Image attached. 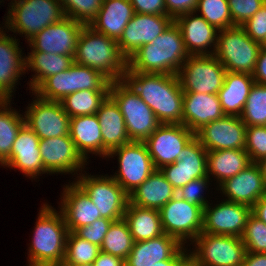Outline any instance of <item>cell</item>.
Returning <instances> with one entry per match:
<instances>
[{
    "mask_svg": "<svg viewBox=\"0 0 266 266\" xmlns=\"http://www.w3.org/2000/svg\"><path fill=\"white\" fill-rule=\"evenodd\" d=\"M123 80L151 108L160 123L183 124V96L176 74L126 71Z\"/></svg>",
    "mask_w": 266,
    "mask_h": 266,
    "instance_id": "6da1fadb",
    "label": "cell"
},
{
    "mask_svg": "<svg viewBox=\"0 0 266 266\" xmlns=\"http://www.w3.org/2000/svg\"><path fill=\"white\" fill-rule=\"evenodd\" d=\"M188 57L180 28L173 21L163 33L141 46L128 59L127 71L177 75Z\"/></svg>",
    "mask_w": 266,
    "mask_h": 266,
    "instance_id": "7a4b0ae2",
    "label": "cell"
},
{
    "mask_svg": "<svg viewBox=\"0 0 266 266\" xmlns=\"http://www.w3.org/2000/svg\"><path fill=\"white\" fill-rule=\"evenodd\" d=\"M74 62L97 70L110 82L121 81L128 69V59L116 40L84 25L78 38Z\"/></svg>",
    "mask_w": 266,
    "mask_h": 266,
    "instance_id": "3957f363",
    "label": "cell"
},
{
    "mask_svg": "<svg viewBox=\"0 0 266 266\" xmlns=\"http://www.w3.org/2000/svg\"><path fill=\"white\" fill-rule=\"evenodd\" d=\"M39 211L29 247L28 266H61L69 232L63 215L47 203Z\"/></svg>",
    "mask_w": 266,
    "mask_h": 266,
    "instance_id": "277c9868",
    "label": "cell"
},
{
    "mask_svg": "<svg viewBox=\"0 0 266 266\" xmlns=\"http://www.w3.org/2000/svg\"><path fill=\"white\" fill-rule=\"evenodd\" d=\"M8 9L5 27L24 34L27 41L65 17L59 0H13Z\"/></svg>",
    "mask_w": 266,
    "mask_h": 266,
    "instance_id": "5b68a950",
    "label": "cell"
},
{
    "mask_svg": "<svg viewBox=\"0 0 266 266\" xmlns=\"http://www.w3.org/2000/svg\"><path fill=\"white\" fill-rule=\"evenodd\" d=\"M111 82L97 70L73 63L68 69L46 78L33 92L40 98L61 102L80 90H110Z\"/></svg>",
    "mask_w": 266,
    "mask_h": 266,
    "instance_id": "8992f818",
    "label": "cell"
},
{
    "mask_svg": "<svg viewBox=\"0 0 266 266\" xmlns=\"http://www.w3.org/2000/svg\"><path fill=\"white\" fill-rule=\"evenodd\" d=\"M109 96L124 117L131 141H145L161 124L151 108L124 80L111 82Z\"/></svg>",
    "mask_w": 266,
    "mask_h": 266,
    "instance_id": "52a82bcc",
    "label": "cell"
},
{
    "mask_svg": "<svg viewBox=\"0 0 266 266\" xmlns=\"http://www.w3.org/2000/svg\"><path fill=\"white\" fill-rule=\"evenodd\" d=\"M218 32L217 45L213 55L227 71L252 75L263 45L254 41L239 25Z\"/></svg>",
    "mask_w": 266,
    "mask_h": 266,
    "instance_id": "ba28073f",
    "label": "cell"
},
{
    "mask_svg": "<svg viewBox=\"0 0 266 266\" xmlns=\"http://www.w3.org/2000/svg\"><path fill=\"white\" fill-rule=\"evenodd\" d=\"M189 257L197 266H242L246 247L240 237L201 233Z\"/></svg>",
    "mask_w": 266,
    "mask_h": 266,
    "instance_id": "9c48e42d",
    "label": "cell"
},
{
    "mask_svg": "<svg viewBox=\"0 0 266 266\" xmlns=\"http://www.w3.org/2000/svg\"><path fill=\"white\" fill-rule=\"evenodd\" d=\"M227 70L212 55H189L177 76L184 93L218 94Z\"/></svg>",
    "mask_w": 266,
    "mask_h": 266,
    "instance_id": "30bf717a",
    "label": "cell"
},
{
    "mask_svg": "<svg viewBox=\"0 0 266 266\" xmlns=\"http://www.w3.org/2000/svg\"><path fill=\"white\" fill-rule=\"evenodd\" d=\"M118 156L119 171L112 178L130 195L156 169L144 141H131L111 150L107 157Z\"/></svg>",
    "mask_w": 266,
    "mask_h": 266,
    "instance_id": "8fae6325",
    "label": "cell"
},
{
    "mask_svg": "<svg viewBox=\"0 0 266 266\" xmlns=\"http://www.w3.org/2000/svg\"><path fill=\"white\" fill-rule=\"evenodd\" d=\"M75 181L91 198L102 218L118 221L124 218L129 195L112 176H91L80 173Z\"/></svg>",
    "mask_w": 266,
    "mask_h": 266,
    "instance_id": "7c38bea8",
    "label": "cell"
},
{
    "mask_svg": "<svg viewBox=\"0 0 266 266\" xmlns=\"http://www.w3.org/2000/svg\"><path fill=\"white\" fill-rule=\"evenodd\" d=\"M159 212L164 233L184 246L187 239L192 243L202 233L203 208L199 205L189 204L176 195Z\"/></svg>",
    "mask_w": 266,
    "mask_h": 266,
    "instance_id": "4fadbf2b",
    "label": "cell"
},
{
    "mask_svg": "<svg viewBox=\"0 0 266 266\" xmlns=\"http://www.w3.org/2000/svg\"><path fill=\"white\" fill-rule=\"evenodd\" d=\"M32 93L36 100L27 106L25 124L40 140L69 135L70 117L61 102L45 100Z\"/></svg>",
    "mask_w": 266,
    "mask_h": 266,
    "instance_id": "5bb4252c",
    "label": "cell"
},
{
    "mask_svg": "<svg viewBox=\"0 0 266 266\" xmlns=\"http://www.w3.org/2000/svg\"><path fill=\"white\" fill-rule=\"evenodd\" d=\"M194 137L195 133L183 124L161 123L144 141L155 169L176 162L183 148Z\"/></svg>",
    "mask_w": 266,
    "mask_h": 266,
    "instance_id": "9a60e30c",
    "label": "cell"
},
{
    "mask_svg": "<svg viewBox=\"0 0 266 266\" xmlns=\"http://www.w3.org/2000/svg\"><path fill=\"white\" fill-rule=\"evenodd\" d=\"M84 24L64 17L57 23L47 26L29 42L31 51L70 55L75 57L78 38Z\"/></svg>",
    "mask_w": 266,
    "mask_h": 266,
    "instance_id": "2e32d148",
    "label": "cell"
},
{
    "mask_svg": "<svg viewBox=\"0 0 266 266\" xmlns=\"http://www.w3.org/2000/svg\"><path fill=\"white\" fill-rule=\"evenodd\" d=\"M203 209L202 232L214 235L242 236L251 207L241 203L222 201L215 207Z\"/></svg>",
    "mask_w": 266,
    "mask_h": 266,
    "instance_id": "e0dca14e",
    "label": "cell"
},
{
    "mask_svg": "<svg viewBox=\"0 0 266 266\" xmlns=\"http://www.w3.org/2000/svg\"><path fill=\"white\" fill-rule=\"evenodd\" d=\"M161 172L168 182L178 191L190 181L207 175V150L194 137L181 151L178 160L163 166Z\"/></svg>",
    "mask_w": 266,
    "mask_h": 266,
    "instance_id": "ac0fdd59",
    "label": "cell"
},
{
    "mask_svg": "<svg viewBox=\"0 0 266 266\" xmlns=\"http://www.w3.org/2000/svg\"><path fill=\"white\" fill-rule=\"evenodd\" d=\"M173 21L169 15L134 13L117 41L120 51L129 59L141 46L163 33Z\"/></svg>",
    "mask_w": 266,
    "mask_h": 266,
    "instance_id": "d6986e66",
    "label": "cell"
},
{
    "mask_svg": "<svg viewBox=\"0 0 266 266\" xmlns=\"http://www.w3.org/2000/svg\"><path fill=\"white\" fill-rule=\"evenodd\" d=\"M246 128L240 116L224 115L204 125L195 137L207 151L245 149Z\"/></svg>",
    "mask_w": 266,
    "mask_h": 266,
    "instance_id": "ffe728a7",
    "label": "cell"
},
{
    "mask_svg": "<svg viewBox=\"0 0 266 266\" xmlns=\"http://www.w3.org/2000/svg\"><path fill=\"white\" fill-rule=\"evenodd\" d=\"M39 149L44 169L49 174H75L77 171L82 173L84 165H87L69 135L41 139Z\"/></svg>",
    "mask_w": 266,
    "mask_h": 266,
    "instance_id": "44dd1931",
    "label": "cell"
},
{
    "mask_svg": "<svg viewBox=\"0 0 266 266\" xmlns=\"http://www.w3.org/2000/svg\"><path fill=\"white\" fill-rule=\"evenodd\" d=\"M40 138L25 124L19 131L10 156L1 164L22 171L27 177L38 178L44 169L39 149Z\"/></svg>",
    "mask_w": 266,
    "mask_h": 266,
    "instance_id": "7402d4cb",
    "label": "cell"
},
{
    "mask_svg": "<svg viewBox=\"0 0 266 266\" xmlns=\"http://www.w3.org/2000/svg\"><path fill=\"white\" fill-rule=\"evenodd\" d=\"M174 21L180 28L185 49L189 55L214 54L218 29L210 25L201 15L196 14L195 16V12L182 14ZM207 47L213 50L209 51Z\"/></svg>",
    "mask_w": 266,
    "mask_h": 266,
    "instance_id": "603a6c76",
    "label": "cell"
},
{
    "mask_svg": "<svg viewBox=\"0 0 266 266\" xmlns=\"http://www.w3.org/2000/svg\"><path fill=\"white\" fill-rule=\"evenodd\" d=\"M63 190L60 212L69 232L102 218L98 207L76 182L66 184Z\"/></svg>",
    "mask_w": 266,
    "mask_h": 266,
    "instance_id": "cb8c5ba5",
    "label": "cell"
},
{
    "mask_svg": "<svg viewBox=\"0 0 266 266\" xmlns=\"http://www.w3.org/2000/svg\"><path fill=\"white\" fill-rule=\"evenodd\" d=\"M219 188L228 197L226 201L250 207L266 194V185L256 163H251L237 175L226 179Z\"/></svg>",
    "mask_w": 266,
    "mask_h": 266,
    "instance_id": "d4e9b609",
    "label": "cell"
},
{
    "mask_svg": "<svg viewBox=\"0 0 266 266\" xmlns=\"http://www.w3.org/2000/svg\"><path fill=\"white\" fill-rule=\"evenodd\" d=\"M4 32L0 28V100L11 101L15 84L28 70L18 39Z\"/></svg>",
    "mask_w": 266,
    "mask_h": 266,
    "instance_id": "484cf974",
    "label": "cell"
},
{
    "mask_svg": "<svg viewBox=\"0 0 266 266\" xmlns=\"http://www.w3.org/2000/svg\"><path fill=\"white\" fill-rule=\"evenodd\" d=\"M224 115L218 94L184 93L183 125L190 131L196 133Z\"/></svg>",
    "mask_w": 266,
    "mask_h": 266,
    "instance_id": "4316f807",
    "label": "cell"
},
{
    "mask_svg": "<svg viewBox=\"0 0 266 266\" xmlns=\"http://www.w3.org/2000/svg\"><path fill=\"white\" fill-rule=\"evenodd\" d=\"M102 134V157L124 144L131 142L125 120L115 101L108 96L96 113Z\"/></svg>",
    "mask_w": 266,
    "mask_h": 266,
    "instance_id": "83f0119b",
    "label": "cell"
},
{
    "mask_svg": "<svg viewBox=\"0 0 266 266\" xmlns=\"http://www.w3.org/2000/svg\"><path fill=\"white\" fill-rule=\"evenodd\" d=\"M183 245L166 233L152 238L134 242L125 266H152L156 262L169 260Z\"/></svg>",
    "mask_w": 266,
    "mask_h": 266,
    "instance_id": "f1b7e54d",
    "label": "cell"
},
{
    "mask_svg": "<svg viewBox=\"0 0 266 266\" xmlns=\"http://www.w3.org/2000/svg\"><path fill=\"white\" fill-rule=\"evenodd\" d=\"M133 15L130 0H103L97 16L88 26L118 41Z\"/></svg>",
    "mask_w": 266,
    "mask_h": 266,
    "instance_id": "f546056e",
    "label": "cell"
},
{
    "mask_svg": "<svg viewBox=\"0 0 266 266\" xmlns=\"http://www.w3.org/2000/svg\"><path fill=\"white\" fill-rule=\"evenodd\" d=\"M177 194L160 169H156L135 191L129 202L141 208L160 210Z\"/></svg>",
    "mask_w": 266,
    "mask_h": 266,
    "instance_id": "4dcf8cb0",
    "label": "cell"
},
{
    "mask_svg": "<svg viewBox=\"0 0 266 266\" xmlns=\"http://www.w3.org/2000/svg\"><path fill=\"white\" fill-rule=\"evenodd\" d=\"M69 136L86 162L88 153L102 156V134L96 114L71 117Z\"/></svg>",
    "mask_w": 266,
    "mask_h": 266,
    "instance_id": "1f68e13d",
    "label": "cell"
},
{
    "mask_svg": "<svg viewBox=\"0 0 266 266\" xmlns=\"http://www.w3.org/2000/svg\"><path fill=\"white\" fill-rule=\"evenodd\" d=\"M255 80L251 74L227 71L222 88L218 92L225 115L240 116Z\"/></svg>",
    "mask_w": 266,
    "mask_h": 266,
    "instance_id": "d6a6232c",
    "label": "cell"
},
{
    "mask_svg": "<svg viewBox=\"0 0 266 266\" xmlns=\"http://www.w3.org/2000/svg\"><path fill=\"white\" fill-rule=\"evenodd\" d=\"M251 164L245 149H223L207 151V175L214 176L219 185L237 175Z\"/></svg>",
    "mask_w": 266,
    "mask_h": 266,
    "instance_id": "836d02e7",
    "label": "cell"
},
{
    "mask_svg": "<svg viewBox=\"0 0 266 266\" xmlns=\"http://www.w3.org/2000/svg\"><path fill=\"white\" fill-rule=\"evenodd\" d=\"M123 219L129 226L134 242L150 240L164 234L157 209L141 208L128 202Z\"/></svg>",
    "mask_w": 266,
    "mask_h": 266,
    "instance_id": "e575fe53",
    "label": "cell"
},
{
    "mask_svg": "<svg viewBox=\"0 0 266 266\" xmlns=\"http://www.w3.org/2000/svg\"><path fill=\"white\" fill-rule=\"evenodd\" d=\"M25 57L26 69L35 71L28 85L32 92L49 76L68 69L74 63V57L39 51H31Z\"/></svg>",
    "mask_w": 266,
    "mask_h": 266,
    "instance_id": "d590c367",
    "label": "cell"
},
{
    "mask_svg": "<svg viewBox=\"0 0 266 266\" xmlns=\"http://www.w3.org/2000/svg\"><path fill=\"white\" fill-rule=\"evenodd\" d=\"M10 103L0 100V165L10 156L13 143L25 125L23 115L11 109Z\"/></svg>",
    "mask_w": 266,
    "mask_h": 266,
    "instance_id": "8d00e7d4",
    "label": "cell"
},
{
    "mask_svg": "<svg viewBox=\"0 0 266 266\" xmlns=\"http://www.w3.org/2000/svg\"><path fill=\"white\" fill-rule=\"evenodd\" d=\"M109 96V90H80L67 95L61 104L69 117L94 115Z\"/></svg>",
    "mask_w": 266,
    "mask_h": 266,
    "instance_id": "74e56055",
    "label": "cell"
},
{
    "mask_svg": "<svg viewBox=\"0 0 266 266\" xmlns=\"http://www.w3.org/2000/svg\"><path fill=\"white\" fill-rule=\"evenodd\" d=\"M129 226L124 219L114 221L100 246L101 251L126 260L133 246Z\"/></svg>",
    "mask_w": 266,
    "mask_h": 266,
    "instance_id": "f35d334b",
    "label": "cell"
},
{
    "mask_svg": "<svg viewBox=\"0 0 266 266\" xmlns=\"http://www.w3.org/2000/svg\"><path fill=\"white\" fill-rule=\"evenodd\" d=\"M100 251V246L78 237L74 232H68L61 266L93 263Z\"/></svg>",
    "mask_w": 266,
    "mask_h": 266,
    "instance_id": "ab89813d",
    "label": "cell"
},
{
    "mask_svg": "<svg viewBox=\"0 0 266 266\" xmlns=\"http://www.w3.org/2000/svg\"><path fill=\"white\" fill-rule=\"evenodd\" d=\"M240 118L246 126H266V85L254 82Z\"/></svg>",
    "mask_w": 266,
    "mask_h": 266,
    "instance_id": "60d3db41",
    "label": "cell"
},
{
    "mask_svg": "<svg viewBox=\"0 0 266 266\" xmlns=\"http://www.w3.org/2000/svg\"><path fill=\"white\" fill-rule=\"evenodd\" d=\"M197 11L201 12V16L219 31L235 26L230 15L228 0H198L195 13Z\"/></svg>",
    "mask_w": 266,
    "mask_h": 266,
    "instance_id": "b9f144b4",
    "label": "cell"
},
{
    "mask_svg": "<svg viewBox=\"0 0 266 266\" xmlns=\"http://www.w3.org/2000/svg\"><path fill=\"white\" fill-rule=\"evenodd\" d=\"M66 17L89 25L97 16L103 0H59Z\"/></svg>",
    "mask_w": 266,
    "mask_h": 266,
    "instance_id": "7bdbcfd3",
    "label": "cell"
},
{
    "mask_svg": "<svg viewBox=\"0 0 266 266\" xmlns=\"http://www.w3.org/2000/svg\"><path fill=\"white\" fill-rule=\"evenodd\" d=\"M241 239L247 252L266 254V224L252 213L247 218Z\"/></svg>",
    "mask_w": 266,
    "mask_h": 266,
    "instance_id": "ee69618b",
    "label": "cell"
},
{
    "mask_svg": "<svg viewBox=\"0 0 266 266\" xmlns=\"http://www.w3.org/2000/svg\"><path fill=\"white\" fill-rule=\"evenodd\" d=\"M245 151L251 163L266 157V126H247Z\"/></svg>",
    "mask_w": 266,
    "mask_h": 266,
    "instance_id": "f6af8a7d",
    "label": "cell"
},
{
    "mask_svg": "<svg viewBox=\"0 0 266 266\" xmlns=\"http://www.w3.org/2000/svg\"><path fill=\"white\" fill-rule=\"evenodd\" d=\"M265 3L266 0H228L229 11L233 24L242 26Z\"/></svg>",
    "mask_w": 266,
    "mask_h": 266,
    "instance_id": "bcb514c9",
    "label": "cell"
},
{
    "mask_svg": "<svg viewBox=\"0 0 266 266\" xmlns=\"http://www.w3.org/2000/svg\"><path fill=\"white\" fill-rule=\"evenodd\" d=\"M209 179V177L194 179L185 186H182L177 191L176 195L186 200L189 204L199 205L204 209L209 204V201L206 200V198H204L202 194L204 192L203 190H205L207 187H209L208 185H210L208 183Z\"/></svg>",
    "mask_w": 266,
    "mask_h": 266,
    "instance_id": "7dc6e473",
    "label": "cell"
},
{
    "mask_svg": "<svg viewBox=\"0 0 266 266\" xmlns=\"http://www.w3.org/2000/svg\"><path fill=\"white\" fill-rule=\"evenodd\" d=\"M114 221L107 218H99L92 224L78 228L74 233L93 244L101 246L103 239Z\"/></svg>",
    "mask_w": 266,
    "mask_h": 266,
    "instance_id": "c3c4849f",
    "label": "cell"
},
{
    "mask_svg": "<svg viewBox=\"0 0 266 266\" xmlns=\"http://www.w3.org/2000/svg\"><path fill=\"white\" fill-rule=\"evenodd\" d=\"M242 27L254 41L266 45V3Z\"/></svg>",
    "mask_w": 266,
    "mask_h": 266,
    "instance_id": "681fc988",
    "label": "cell"
},
{
    "mask_svg": "<svg viewBox=\"0 0 266 266\" xmlns=\"http://www.w3.org/2000/svg\"><path fill=\"white\" fill-rule=\"evenodd\" d=\"M134 13L167 15L165 0H130Z\"/></svg>",
    "mask_w": 266,
    "mask_h": 266,
    "instance_id": "f907efd6",
    "label": "cell"
},
{
    "mask_svg": "<svg viewBox=\"0 0 266 266\" xmlns=\"http://www.w3.org/2000/svg\"><path fill=\"white\" fill-rule=\"evenodd\" d=\"M198 0H165L167 15L175 19L176 17L195 12Z\"/></svg>",
    "mask_w": 266,
    "mask_h": 266,
    "instance_id": "816d5d0a",
    "label": "cell"
},
{
    "mask_svg": "<svg viewBox=\"0 0 266 266\" xmlns=\"http://www.w3.org/2000/svg\"><path fill=\"white\" fill-rule=\"evenodd\" d=\"M252 77L256 83L266 85V45L259 52Z\"/></svg>",
    "mask_w": 266,
    "mask_h": 266,
    "instance_id": "f5cc1de1",
    "label": "cell"
},
{
    "mask_svg": "<svg viewBox=\"0 0 266 266\" xmlns=\"http://www.w3.org/2000/svg\"><path fill=\"white\" fill-rule=\"evenodd\" d=\"M93 266H125V260L113 256L109 253L100 251L99 255L93 262Z\"/></svg>",
    "mask_w": 266,
    "mask_h": 266,
    "instance_id": "db71d44e",
    "label": "cell"
},
{
    "mask_svg": "<svg viewBox=\"0 0 266 266\" xmlns=\"http://www.w3.org/2000/svg\"><path fill=\"white\" fill-rule=\"evenodd\" d=\"M186 247L182 246L169 260L159 261L152 266H179L189 255Z\"/></svg>",
    "mask_w": 266,
    "mask_h": 266,
    "instance_id": "11a10c76",
    "label": "cell"
},
{
    "mask_svg": "<svg viewBox=\"0 0 266 266\" xmlns=\"http://www.w3.org/2000/svg\"><path fill=\"white\" fill-rule=\"evenodd\" d=\"M242 266H266V254L246 252Z\"/></svg>",
    "mask_w": 266,
    "mask_h": 266,
    "instance_id": "9f6ffc18",
    "label": "cell"
},
{
    "mask_svg": "<svg viewBox=\"0 0 266 266\" xmlns=\"http://www.w3.org/2000/svg\"><path fill=\"white\" fill-rule=\"evenodd\" d=\"M251 213L266 224V194L251 207Z\"/></svg>",
    "mask_w": 266,
    "mask_h": 266,
    "instance_id": "6f0895ef",
    "label": "cell"
},
{
    "mask_svg": "<svg viewBox=\"0 0 266 266\" xmlns=\"http://www.w3.org/2000/svg\"><path fill=\"white\" fill-rule=\"evenodd\" d=\"M256 164L259 166L261 175L263 177L264 183L266 185V157L256 162Z\"/></svg>",
    "mask_w": 266,
    "mask_h": 266,
    "instance_id": "680465c9",
    "label": "cell"
},
{
    "mask_svg": "<svg viewBox=\"0 0 266 266\" xmlns=\"http://www.w3.org/2000/svg\"><path fill=\"white\" fill-rule=\"evenodd\" d=\"M179 266H197L195 262L188 256Z\"/></svg>",
    "mask_w": 266,
    "mask_h": 266,
    "instance_id": "91938a15",
    "label": "cell"
},
{
    "mask_svg": "<svg viewBox=\"0 0 266 266\" xmlns=\"http://www.w3.org/2000/svg\"><path fill=\"white\" fill-rule=\"evenodd\" d=\"M74 266H93V263H90V264H79V265H74Z\"/></svg>",
    "mask_w": 266,
    "mask_h": 266,
    "instance_id": "94428289",
    "label": "cell"
}]
</instances>
